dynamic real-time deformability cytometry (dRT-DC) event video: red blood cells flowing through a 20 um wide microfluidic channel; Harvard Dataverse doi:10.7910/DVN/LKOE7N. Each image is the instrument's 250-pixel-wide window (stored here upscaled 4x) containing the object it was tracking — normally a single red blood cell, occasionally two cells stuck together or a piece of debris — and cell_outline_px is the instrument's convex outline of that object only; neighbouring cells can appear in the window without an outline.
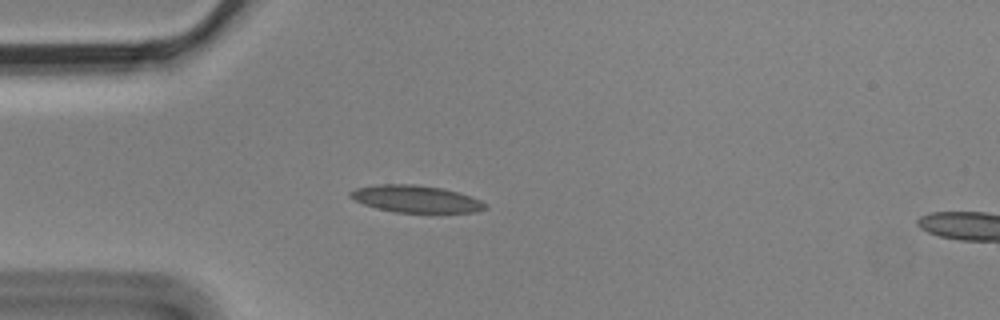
{"species": "Egyptian fruit bat (a non-hibernating species)", "species_latin": "Rousettus aegyptiacus", "temperature_condition": "cold", "stored_images_in_passage": 5, "segment_of_instrument_passage": [1, 2], "camera_frame_rate_fps": 3000, "um_per_image_px": 0.085, "animal": {"sex": "male"}, "frame": {"image": 1, "passage_image": 4, "time_ms": 1.0, "image_size_px": [1000, 320], "cell_outline_px": [[488, 208], [476, 212], [396, 212], [376, 208], [364, 204], [348, 196], [348, 192], [356, 188], [380, 184], [416, 184], [444, 188], [460, 192], [472, 196], [488, 204]], "centroid_in_image_um": [35.39, 16.9], "position_along_channel_um": 49.6, "area_um2": 21.44}}